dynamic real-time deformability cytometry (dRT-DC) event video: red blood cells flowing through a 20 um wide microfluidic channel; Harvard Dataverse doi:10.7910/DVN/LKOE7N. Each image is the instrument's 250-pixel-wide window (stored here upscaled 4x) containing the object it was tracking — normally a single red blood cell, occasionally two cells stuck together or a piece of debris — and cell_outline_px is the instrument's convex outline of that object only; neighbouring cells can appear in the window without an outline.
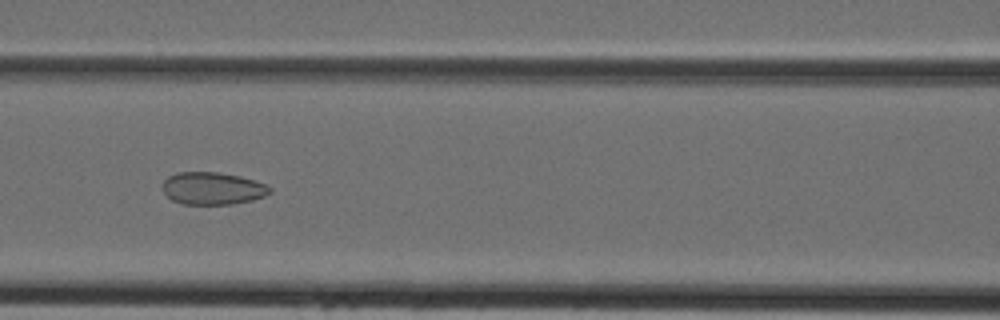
{"species": "Egyptian fruit bat (a non-hibernating species)", "species_latin": "Rousettus aegyptiacus", "temperature_condition": "cold", "stored_images_in_passage": 31, "camera_frame_rate_fps": 3000, "um_per_image_px": 0.085, "animal": {"sex": "female"}, "frame": {"image": 1, "passage_image": 6, "time_ms": 1.667, "image_size_px": [1000, 320], "cell_outline_px": [[272, 192], [264, 196], [252, 200], [232, 204], [184, 204], [172, 200], [164, 192], [164, 180], [168, 176], [176, 172], [216, 172], [240, 176], [264, 184], [272, 188]], "centroid_in_image_um": [18.07, 16.01], "position_along_channel_um": 148.5, "area_um2": 20.11}}
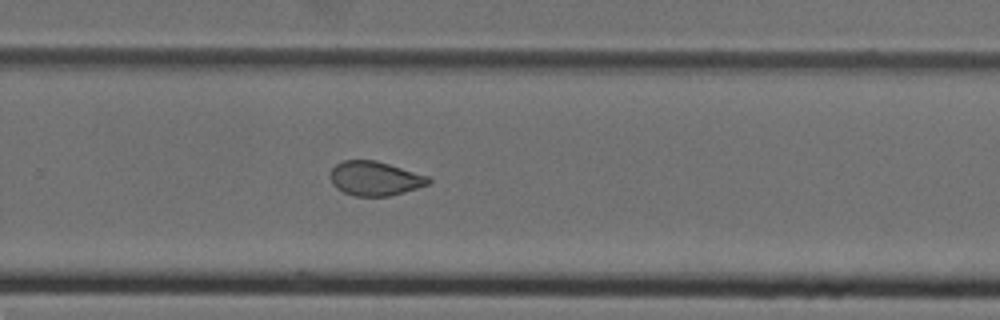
{"frame": {"image": 2, "passage_image": 16, "time_ms": 5.0, "image_size_px": [1000, 320], "cell_outline_px": [[432, 180], [428, 184], [416, 188], [388, 196], [356, 196], [344, 192], [336, 188], [332, 184], [328, 176], [332, 168], [336, 164], [344, 160], [376, 160], [432, 176]], "centroid_in_image_um": [31.87, 15.15], "position_along_channel_um": 297.9, "area_um2": 19.83}}
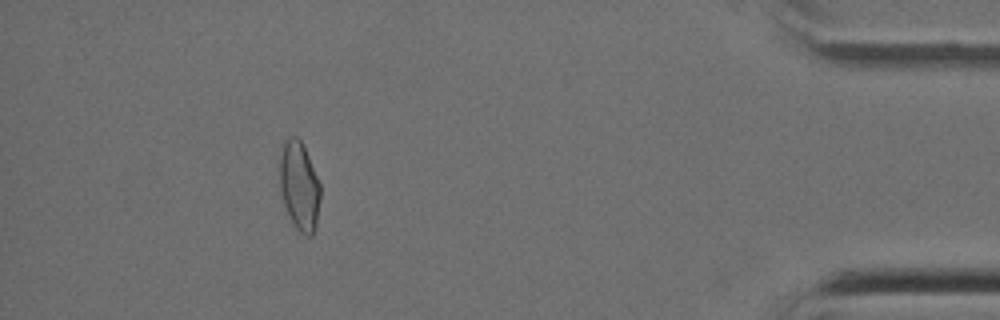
{"frame": {"image": 3, "passage_image": 27, "time_ms": 8.667, "image_size_px": [1000, 320], "cell_outline_px": [[320, 200], [316, 228], [312, 236], [308, 236], [300, 232], [292, 224], [284, 204], [280, 192], [280, 156], [284, 144], [288, 136], [296, 136], [300, 140], [308, 156], [320, 184]], "centroid_in_image_um": [25.45, 15.86], "position_along_channel_um": 409.8, "area_um2": 20.98}}